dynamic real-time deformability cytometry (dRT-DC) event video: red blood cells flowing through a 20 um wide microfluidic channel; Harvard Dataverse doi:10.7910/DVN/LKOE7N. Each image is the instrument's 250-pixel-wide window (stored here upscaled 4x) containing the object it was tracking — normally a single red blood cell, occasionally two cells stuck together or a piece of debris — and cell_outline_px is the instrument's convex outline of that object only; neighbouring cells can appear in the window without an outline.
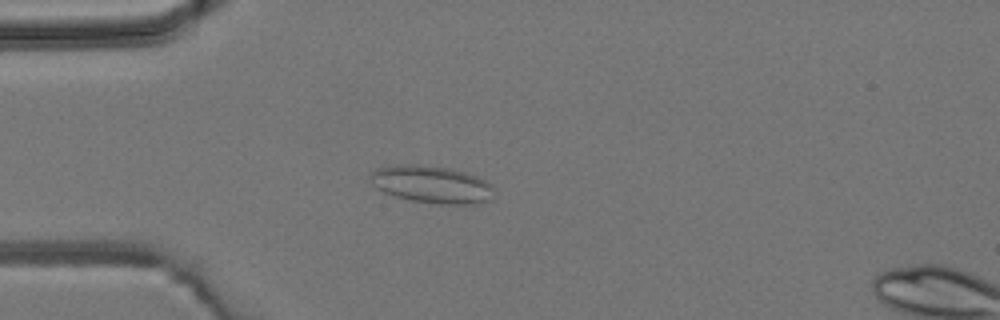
{"species": "common noctule bat (a hibernating species)", "species_latin": "Nyctalus noctula", "temperature_condition": "room temperature", "stored_images_in_passage": 5, "camera_frame_rate_fps": 3000, "um_per_image_px": 0.085, "animal": {"sex": "male", "body_mass_g": 19.2, "forearm_length_mm": 51.8}, "frame": {"image": 1, "passage_image": 4, "time_ms": 3.333, "image_size_px": [1000, 320], "cell_outline_px": [[492, 200], [472, 204], [440, 204], [412, 200], [396, 196], [384, 192], [376, 188], [372, 184], [368, 176], [376, 168], [400, 164], [416, 164], [448, 168], [464, 172], [476, 176], [492, 184]], "centroid_in_image_um": [36.67, 15.67], "position_along_channel_um": 48.3, "area_um2": 26.88}}